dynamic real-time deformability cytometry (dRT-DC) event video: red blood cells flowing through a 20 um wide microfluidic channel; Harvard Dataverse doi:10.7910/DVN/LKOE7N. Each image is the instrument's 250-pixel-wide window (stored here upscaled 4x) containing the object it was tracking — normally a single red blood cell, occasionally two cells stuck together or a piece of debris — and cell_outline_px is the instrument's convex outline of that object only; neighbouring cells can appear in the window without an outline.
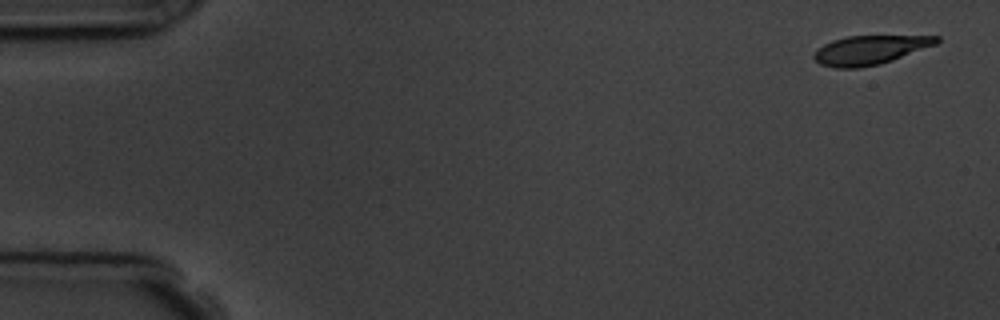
{"species": "common noctule bat (a hibernating species)", "species_latin": "Nyctalus noctula", "temperature_condition": "room temperature", "stored_images_in_passage": 6, "camera_frame_rate_fps": 3000, "um_per_image_px": 0.085, "animal": {"sex": "male", "body_mass_g": 19.5, "forearm_length_mm": 54.6}, "frame": {"image": 1, "passage_image": 1, "time_ms": 0.0, "image_size_px": [1000, 320], "cell_outline_px": [[940, 40], [936, 44], [892, 60], [880, 64], [856, 68], [836, 68], [820, 64], [812, 56], [816, 48], [832, 40], [848, 36], [940, 36]], "centroid_in_image_um": [73.9, 4.25], "position_along_channel_um": 11.1, "area_um2": 20.58}}